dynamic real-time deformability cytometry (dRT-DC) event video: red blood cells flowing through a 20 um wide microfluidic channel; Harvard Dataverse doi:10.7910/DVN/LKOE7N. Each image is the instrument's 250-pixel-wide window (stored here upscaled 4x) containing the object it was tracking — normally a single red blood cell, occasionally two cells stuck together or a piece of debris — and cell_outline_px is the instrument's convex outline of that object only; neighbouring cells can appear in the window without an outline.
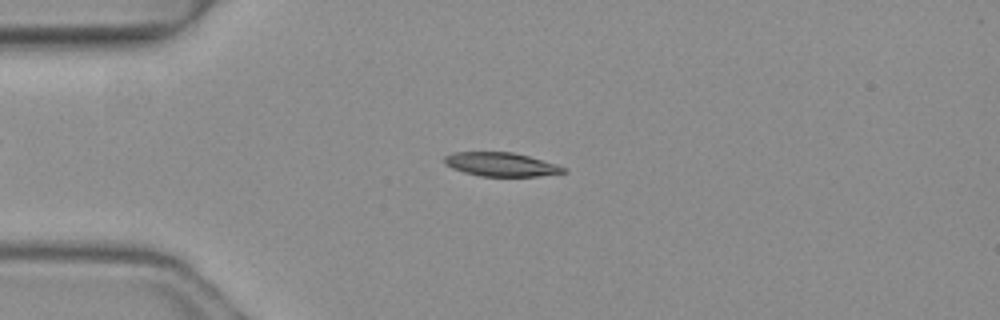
{"species": "common noctule bat (a hibernating species)", "species_latin": "Nyctalus noctula", "temperature_condition": "warm", "stored_images_in_passage": 5, "camera_frame_rate_fps": 3000, "um_per_image_px": 0.085, "animal": {"sex": "female", "body_mass_g": 19.3, "forearm_length_mm": 54.1}, "frame": {"image": 1, "passage_image": 2, "time_ms": 0.333, "image_size_px": [1000, 320], "cell_outline_px": [[568, 172], [540, 176], [480, 176], [464, 172], [452, 168], [444, 164], [444, 156], [452, 152], [512, 152], [528, 156], [556, 164], [568, 168]], "centroid_in_image_um": [42.59, 13.97], "position_along_channel_um": 42.4, "area_um2": 16.59}}
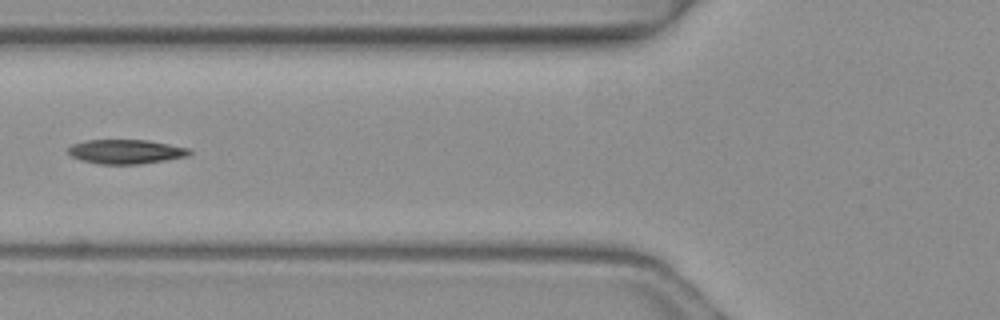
{"frame": {"image": 2, "passage_image": 4, "time_ms": 1.0, "image_size_px": [1000, 320], "cell_outline_px": [[192, 152], [188, 156], [140, 164], [100, 164], [80, 160], [72, 156], [68, 152], [68, 148], [72, 144], [88, 140], [148, 140], [192, 148]], "centroid_in_image_um": [10.73, 12.88], "position_along_channel_um": 115.1, "area_um2": 17.22}}
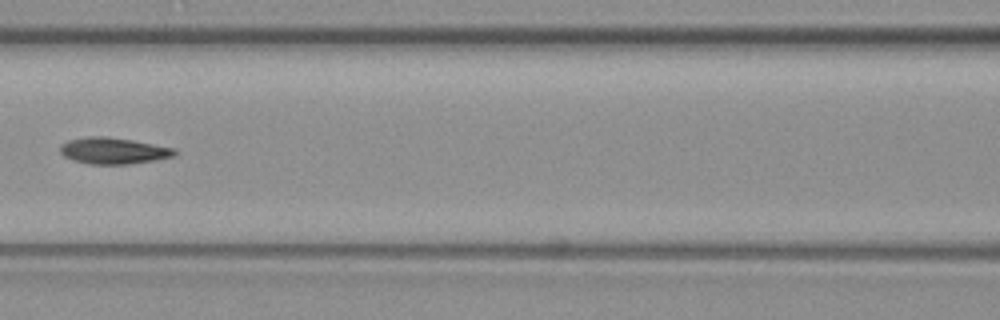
{"frame": {"image": 3, "passage_image": 5, "time_ms": 1.333, "image_size_px": [1000, 320], "cell_outline_px": [[176, 152], [172, 156], [156, 160], [128, 164], [88, 164], [72, 160], [64, 156], [60, 152], [60, 144], [68, 140], [88, 136], [104, 136], [132, 140], [176, 148]], "centroid_in_image_um": [9.6, 12.81], "position_along_channel_um": 157.0, "area_um2": 17.63}}